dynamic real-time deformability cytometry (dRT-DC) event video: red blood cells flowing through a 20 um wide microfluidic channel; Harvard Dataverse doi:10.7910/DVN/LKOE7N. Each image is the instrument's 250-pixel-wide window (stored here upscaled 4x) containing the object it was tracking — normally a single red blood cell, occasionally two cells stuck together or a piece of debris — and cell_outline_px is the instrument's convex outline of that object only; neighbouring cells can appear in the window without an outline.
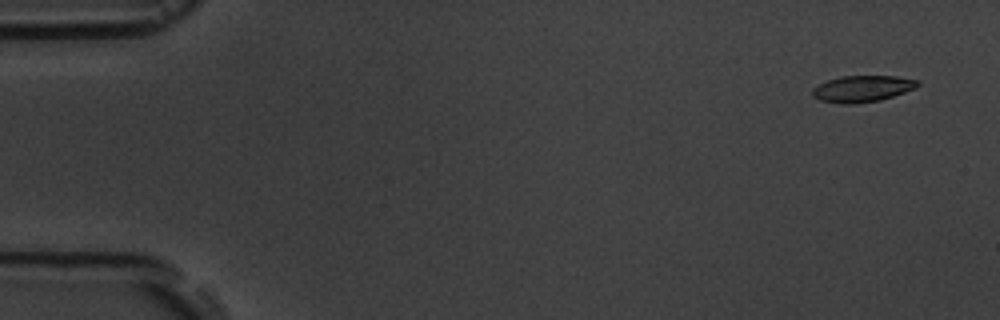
{"species": "common noctule bat (a hibernating species)", "species_latin": "Nyctalus noctula", "temperature_condition": "room temperature", "stored_images_in_passage": 6, "camera_frame_rate_fps": 3000, "um_per_image_px": 0.085, "animal": {"sex": "male", "body_mass_g": 19.5, "forearm_length_mm": 54.6}, "frame": {"image": 1, "passage_image": 1, "time_ms": 0.0, "image_size_px": [1000, 320], "cell_outline_px": [[920, 84], [916, 88], [880, 100], [852, 104], [840, 104], [820, 100], [812, 96], [812, 88], [828, 80], [840, 76], [896, 76], [916, 80]], "centroid_in_image_um": [73.27, 7.54], "position_along_channel_um": 11.7, "area_um2": 16.13}}
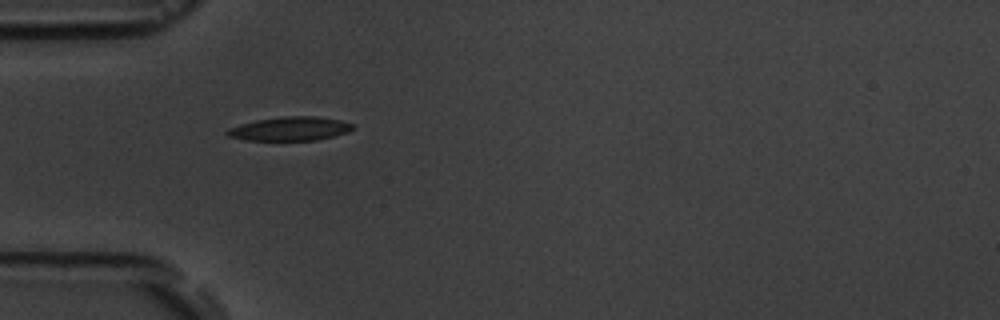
{"frame": {"image": 2, "passage_image": 5, "time_ms": 4.667, "image_size_px": [1000, 320], "cell_outline_px": [[352, 128], [348, 132], [316, 140], [244, 140], [228, 136], [224, 132], [228, 128], [240, 124], [256, 120], [280, 116], [316, 116], [340, 120], [352, 124]], "centroid_in_image_um": [24.59, 10.94], "position_along_channel_um": 60.4, "area_um2": 17.4}}
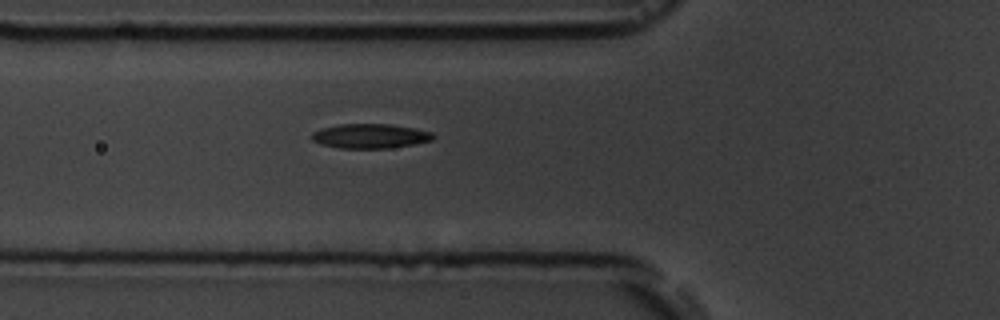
{"frame": {"image": 3, "passage_image": 6, "time_ms": 5.667, "image_size_px": [1000, 320], "cell_outline_px": [[436, 136], [432, 140], [412, 144], [388, 148], [340, 148], [320, 144], [312, 140], [312, 132], [320, 128], [340, 124], [388, 124], [416, 128], [432, 132]], "centroid_in_image_um": [31.45, 11.56], "position_along_channel_um": 94.3, "area_um2": 17.34}}